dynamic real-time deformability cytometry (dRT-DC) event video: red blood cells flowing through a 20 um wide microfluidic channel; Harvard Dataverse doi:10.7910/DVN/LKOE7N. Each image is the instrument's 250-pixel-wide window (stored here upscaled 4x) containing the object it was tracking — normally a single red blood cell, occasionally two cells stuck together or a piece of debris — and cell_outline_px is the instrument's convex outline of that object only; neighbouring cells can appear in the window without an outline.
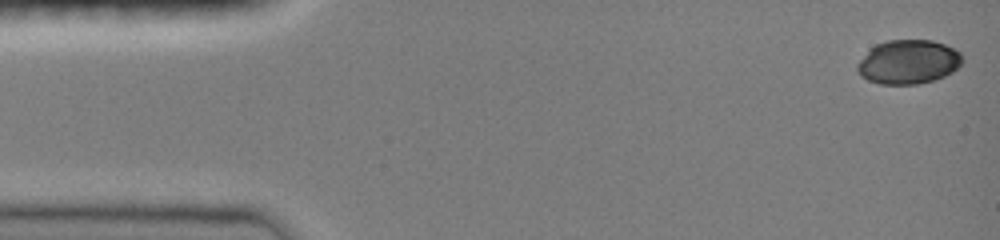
{"species": "common noctule bat (a hibernating species)", "species_latin": "Nyctalus noctula", "temperature_condition": "room temperature", "stored_images_in_passage": 47, "camera_frame_rate_fps": 3000, "um_per_image_px": 0.085, "animal": {"sex": "female", "body_mass_g": 19.0, "forearm_length_mm": 51.5}, "frame": {"image": 1, "passage_image": 1, "time_ms": 0.0, "image_size_px": [1000, 240], "cell_outline_px": [[964, 60], [952, 72], [944, 76], [932, 80], [916, 84], [880, 84], [868, 80], [860, 76], [856, 68], [856, 64], [876, 44], [888, 40], [932, 40], [944, 44], [960, 52], [964, 56]], "centroid_in_image_um": [77.21, 5.26], "position_along_channel_um": 7.8, "area_um2": 26.88}}
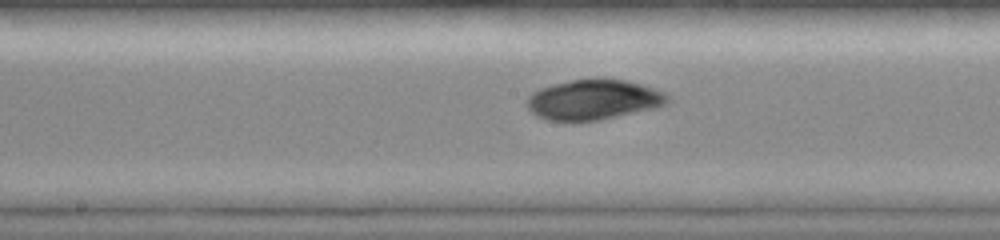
{"frame": {"image": 2, "passage_image": 24, "time_ms": 7.667, "image_size_px": [1000, 240], "cell_outline_px": [[672, 100], [656, 108], [600, 120], [548, 120], [536, 116], [528, 108], [528, 96], [532, 92], [540, 88], [552, 84], [572, 80], [600, 76], [604, 76], [624, 80], [640, 84], [668, 92]], "centroid_in_image_um": [50.51, 8.44], "position_along_channel_um": 197.7, "area_um2": 33.41}}
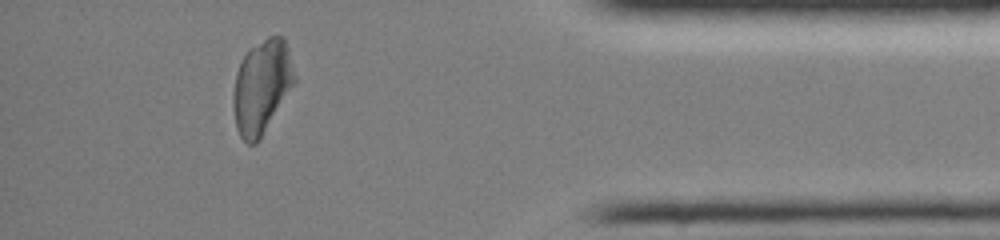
{"frame": {"image": 3, "passage_image": 42, "time_ms": 13.667, "image_size_px": [1000, 240], "cell_outline_px": [[296, 80], [256, 144], [248, 144], [240, 136], [236, 128], [232, 104], [232, 96], [236, 72], [248, 48], [268, 36], [284, 36], [288, 48], [296, 76]], "centroid_in_image_um": [22.23, 7.33], "position_along_channel_um": 413.0, "area_um2": 33.29}}